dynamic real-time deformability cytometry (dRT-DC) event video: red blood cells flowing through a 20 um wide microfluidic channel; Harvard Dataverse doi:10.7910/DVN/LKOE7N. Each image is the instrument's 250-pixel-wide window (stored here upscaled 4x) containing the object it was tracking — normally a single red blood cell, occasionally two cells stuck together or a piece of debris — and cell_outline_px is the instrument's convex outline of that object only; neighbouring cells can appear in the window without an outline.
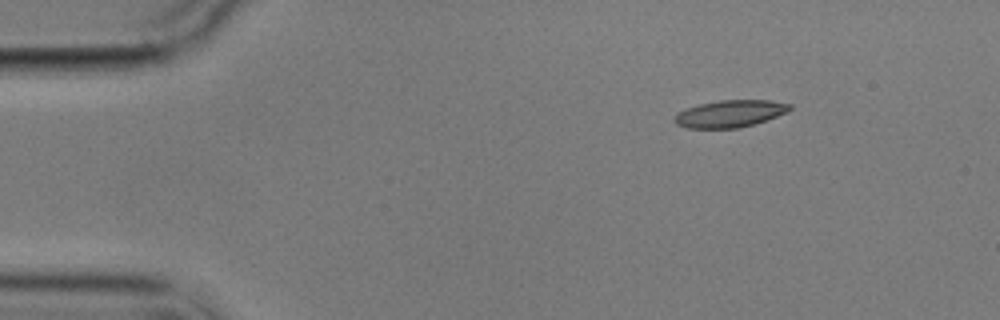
{"species": "common noctule bat (a hibernating species)", "species_latin": "Nyctalus noctula", "temperature_condition": "cold", "stored_images_in_passage": 14, "segment_of_instrument_passage": [1, 2], "camera_frame_rate_fps": 3000, "um_per_image_px": 0.085, "animal": {"sex": "male", "body_mass_g": 17.9}, "frame": {"image": 1, "passage_image": 1, "time_ms": 0.0, "image_size_px": [1000, 320], "cell_outline_px": [[792, 108], [788, 112], [740, 128], [688, 128], [676, 124], [672, 120], [680, 112], [688, 108], [700, 104], [720, 100], [772, 100], [792, 104]], "centroid_in_image_um": [62.08, 9.66], "position_along_channel_um": 22.9, "area_um2": 18.03}}
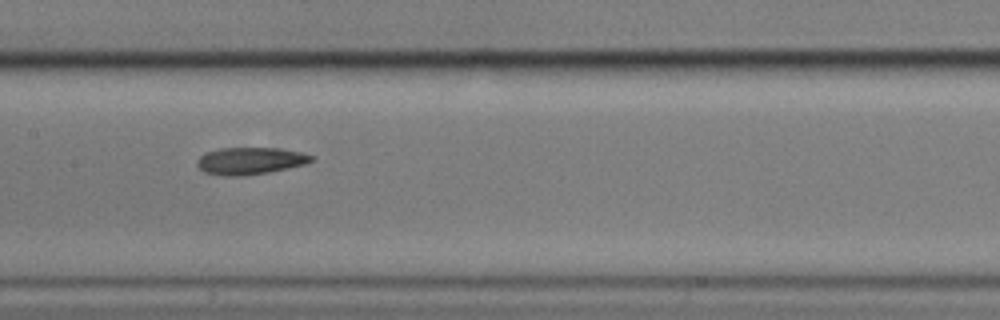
{"frame": {"image": 2, "passage_image": 6, "time_ms": 6.667, "image_size_px": [1000, 320], "cell_outline_px": [[316, 160], [304, 164], [288, 168], [268, 172], [244, 176], [224, 176], [204, 172], [196, 164], [196, 160], [204, 152], [220, 148], [280, 148], [304, 152], [316, 156]], "centroid_in_image_um": [21.3, 13.66], "position_along_channel_um": 186.1, "area_um2": 18.38}}
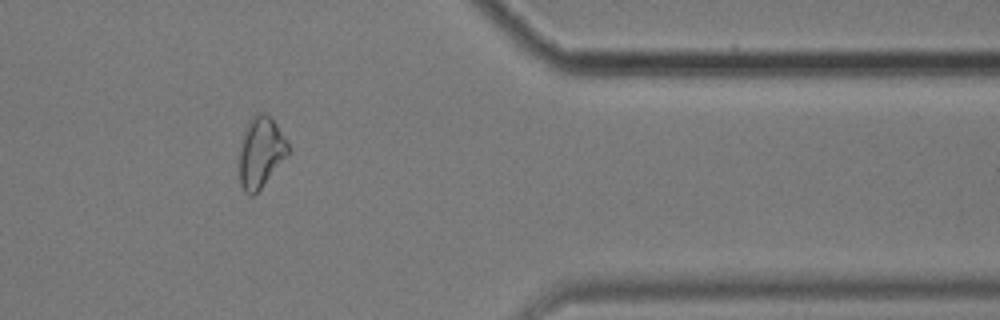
{"frame": {"image": 3, "passage_image": 11, "time_ms": 13.0, "image_size_px": [1000, 320], "cell_outline_px": [[288, 152], [260, 188], [252, 196], [248, 196], [244, 192], [240, 184], [240, 148], [244, 132], [248, 120], [256, 112], [264, 112], [276, 124], [288, 144]], "centroid_in_image_um": [22.12, 12.92], "position_along_channel_um": 389.3, "area_um2": 19.48}}